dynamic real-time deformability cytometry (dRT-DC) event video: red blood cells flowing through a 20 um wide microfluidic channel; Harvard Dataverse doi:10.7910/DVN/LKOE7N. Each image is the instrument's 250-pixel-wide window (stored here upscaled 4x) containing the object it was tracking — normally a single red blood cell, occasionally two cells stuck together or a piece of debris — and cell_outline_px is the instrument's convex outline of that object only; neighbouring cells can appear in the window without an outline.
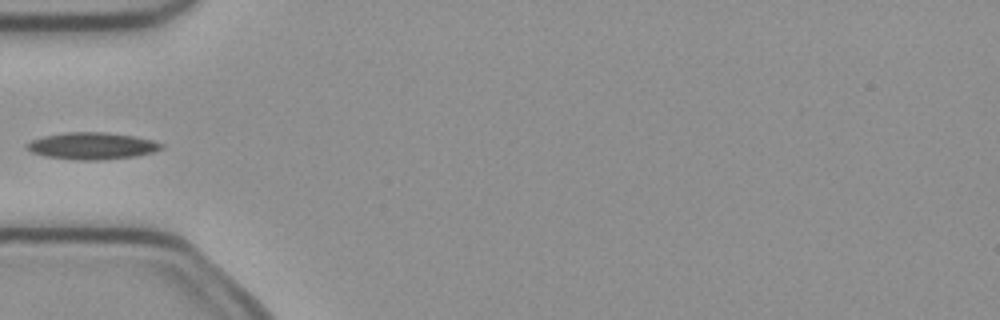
{"species": "common noctule bat (a hibernating species)", "species_latin": "Nyctalus noctula", "temperature_condition": "cold", "stored_images_in_passage": 5, "camera_frame_rate_fps": 3000, "um_per_image_px": 0.085, "animal": {"sex": "female", "body_mass_g": 21.9}, "frame": {"image": 1, "passage_image": 5, "time_ms": 1.333, "image_size_px": [1000, 320], "cell_outline_px": [[164, 148], [152, 152], [136, 156], [96, 160], [72, 160], [44, 156], [32, 152], [24, 148], [24, 144], [32, 140], [44, 136], [64, 132], [108, 132], [132, 136], [152, 140], [164, 144]], "centroid_in_image_um": [7.78, 12.4], "position_along_channel_um": 77.2, "area_um2": 21.21}}